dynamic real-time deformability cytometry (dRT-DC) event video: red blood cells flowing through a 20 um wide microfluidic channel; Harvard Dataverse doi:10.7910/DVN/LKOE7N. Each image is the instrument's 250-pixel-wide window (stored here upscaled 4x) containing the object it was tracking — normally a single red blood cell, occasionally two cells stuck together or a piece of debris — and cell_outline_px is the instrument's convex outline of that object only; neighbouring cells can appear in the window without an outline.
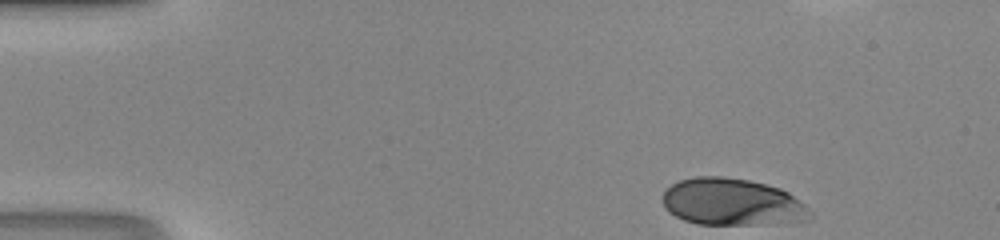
{"species": "human", "species_latin": "Homo sapiens", "temperature_condition": "room temperature", "stored_images_in_passage": 42, "camera_frame_rate_fps": 3000, "um_per_image_px": 0.085, "donor": {"sex": "male"}, "frame": {"image": 1, "passage_image": 1, "time_ms": 0.0, "image_size_px": [1000, 240], "cell_outline_px": [[812, 220], [756, 224], [696, 224], [684, 220], [668, 212], [664, 208], [664, 192], [672, 184], [680, 180], [696, 176], [720, 176], [748, 180], [780, 188], [788, 192], [804, 204], [812, 212]], "centroid_in_image_um": [62.23, 17.18], "position_along_channel_um": 22.8, "area_um2": 40.29}}
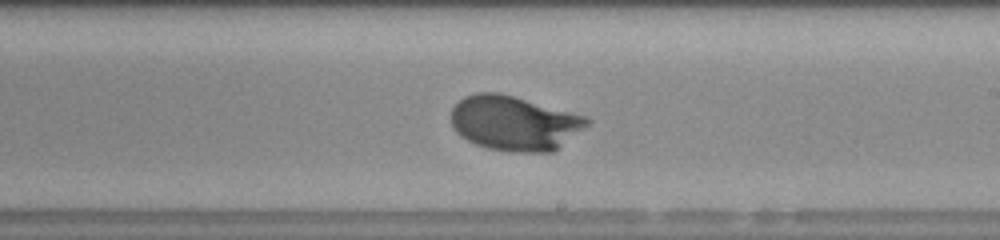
{"frame": {"image": 2, "passage_image": 23, "time_ms": 7.333, "image_size_px": [1000, 240], "cell_outline_px": [[592, 120], [584, 128], [552, 152], [512, 152], [488, 148], [476, 144], [460, 136], [452, 128], [452, 108], [464, 96], [476, 92], [500, 92], [588, 116]], "centroid_in_image_um": [43.72, 10.45], "position_along_channel_um": 245.3, "area_um2": 43.47}}
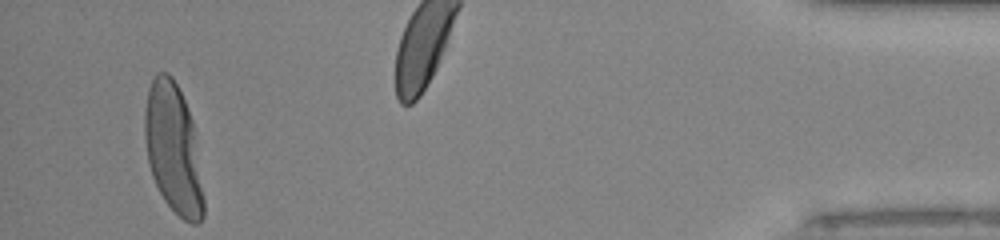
{"frame": {"image": 3, "passage_image": 40, "time_ms": 13.0, "image_size_px": [1000, 240], "cell_outline_px": [[204, 216], [196, 224], [192, 224], [184, 220], [164, 200], [152, 176], [148, 164], [144, 136], [144, 112], [148, 88], [156, 72], [168, 72], [172, 76], [188, 108], [192, 120], [204, 196]], "centroid_in_image_um": [14.71, 12.63], "position_along_channel_um": 420.5, "area_um2": 44.39}}